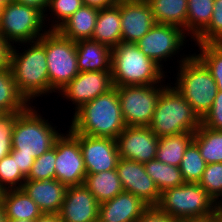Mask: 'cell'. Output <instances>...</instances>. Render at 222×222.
<instances>
[{
  "label": "cell",
  "mask_w": 222,
  "mask_h": 222,
  "mask_svg": "<svg viewBox=\"0 0 222 222\" xmlns=\"http://www.w3.org/2000/svg\"><path fill=\"white\" fill-rule=\"evenodd\" d=\"M72 116L70 132L116 139L125 129L116 87L82 105Z\"/></svg>",
  "instance_id": "6da1fadb"
},
{
  "label": "cell",
  "mask_w": 222,
  "mask_h": 222,
  "mask_svg": "<svg viewBox=\"0 0 222 222\" xmlns=\"http://www.w3.org/2000/svg\"><path fill=\"white\" fill-rule=\"evenodd\" d=\"M22 44L27 47L23 53H19V49L16 50L14 45L11 47L9 66L17 90L31 104L35 97H42L54 91L49 84L44 45L39 40L21 43V46Z\"/></svg>",
  "instance_id": "7a4b0ae2"
},
{
  "label": "cell",
  "mask_w": 222,
  "mask_h": 222,
  "mask_svg": "<svg viewBox=\"0 0 222 222\" xmlns=\"http://www.w3.org/2000/svg\"><path fill=\"white\" fill-rule=\"evenodd\" d=\"M144 55L136 43L121 42L112 48L111 75L113 86L165 83V71Z\"/></svg>",
  "instance_id": "3957f363"
},
{
  "label": "cell",
  "mask_w": 222,
  "mask_h": 222,
  "mask_svg": "<svg viewBox=\"0 0 222 222\" xmlns=\"http://www.w3.org/2000/svg\"><path fill=\"white\" fill-rule=\"evenodd\" d=\"M180 55L179 70L174 83L176 89L202 120L211 109L218 92L217 83L209 69L195 55Z\"/></svg>",
  "instance_id": "277c9868"
},
{
  "label": "cell",
  "mask_w": 222,
  "mask_h": 222,
  "mask_svg": "<svg viewBox=\"0 0 222 222\" xmlns=\"http://www.w3.org/2000/svg\"><path fill=\"white\" fill-rule=\"evenodd\" d=\"M168 85L160 93L149 128L158 137L195 132L201 120L176 87Z\"/></svg>",
  "instance_id": "5b68a950"
},
{
  "label": "cell",
  "mask_w": 222,
  "mask_h": 222,
  "mask_svg": "<svg viewBox=\"0 0 222 222\" xmlns=\"http://www.w3.org/2000/svg\"><path fill=\"white\" fill-rule=\"evenodd\" d=\"M34 108L36 107L29 105L17 116L11 142L12 150H18V155L36 159L54 146L62 132L59 133V130Z\"/></svg>",
  "instance_id": "8992f818"
},
{
  "label": "cell",
  "mask_w": 222,
  "mask_h": 222,
  "mask_svg": "<svg viewBox=\"0 0 222 222\" xmlns=\"http://www.w3.org/2000/svg\"><path fill=\"white\" fill-rule=\"evenodd\" d=\"M157 206L181 222L216 213V202L198 183H184L164 190Z\"/></svg>",
  "instance_id": "52a82bcc"
},
{
  "label": "cell",
  "mask_w": 222,
  "mask_h": 222,
  "mask_svg": "<svg viewBox=\"0 0 222 222\" xmlns=\"http://www.w3.org/2000/svg\"><path fill=\"white\" fill-rule=\"evenodd\" d=\"M38 40L45 47L50 87L58 93L79 74L76 42L57 30L46 31Z\"/></svg>",
  "instance_id": "ba28073f"
},
{
  "label": "cell",
  "mask_w": 222,
  "mask_h": 222,
  "mask_svg": "<svg viewBox=\"0 0 222 222\" xmlns=\"http://www.w3.org/2000/svg\"><path fill=\"white\" fill-rule=\"evenodd\" d=\"M43 24L44 15L33 7L11 2L1 9L0 35L11 46L38 40L49 30Z\"/></svg>",
  "instance_id": "9c48e42d"
},
{
  "label": "cell",
  "mask_w": 222,
  "mask_h": 222,
  "mask_svg": "<svg viewBox=\"0 0 222 222\" xmlns=\"http://www.w3.org/2000/svg\"><path fill=\"white\" fill-rule=\"evenodd\" d=\"M167 84L114 86L126 126L149 127L162 89Z\"/></svg>",
  "instance_id": "30bf717a"
},
{
  "label": "cell",
  "mask_w": 222,
  "mask_h": 222,
  "mask_svg": "<svg viewBox=\"0 0 222 222\" xmlns=\"http://www.w3.org/2000/svg\"><path fill=\"white\" fill-rule=\"evenodd\" d=\"M185 34L180 27L156 23L136 45L144 55L163 67L162 62L171 59L187 42Z\"/></svg>",
  "instance_id": "8fae6325"
},
{
  "label": "cell",
  "mask_w": 222,
  "mask_h": 222,
  "mask_svg": "<svg viewBox=\"0 0 222 222\" xmlns=\"http://www.w3.org/2000/svg\"><path fill=\"white\" fill-rule=\"evenodd\" d=\"M67 132L62 133L54 143L55 179L67 186L82 185L87 174L79 140L70 131Z\"/></svg>",
  "instance_id": "7c38bea8"
},
{
  "label": "cell",
  "mask_w": 222,
  "mask_h": 222,
  "mask_svg": "<svg viewBox=\"0 0 222 222\" xmlns=\"http://www.w3.org/2000/svg\"><path fill=\"white\" fill-rule=\"evenodd\" d=\"M159 137L149 127H131L117 136V148L122 159L146 163L156 159Z\"/></svg>",
  "instance_id": "4fadbf2b"
},
{
  "label": "cell",
  "mask_w": 222,
  "mask_h": 222,
  "mask_svg": "<svg viewBox=\"0 0 222 222\" xmlns=\"http://www.w3.org/2000/svg\"><path fill=\"white\" fill-rule=\"evenodd\" d=\"M71 133L79 140L86 173H100L117 168L120 157L116 139Z\"/></svg>",
  "instance_id": "5bb4252c"
},
{
  "label": "cell",
  "mask_w": 222,
  "mask_h": 222,
  "mask_svg": "<svg viewBox=\"0 0 222 222\" xmlns=\"http://www.w3.org/2000/svg\"><path fill=\"white\" fill-rule=\"evenodd\" d=\"M111 71H88L79 74L59 94L72 102L77 111L82 105L112 89Z\"/></svg>",
  "instance_id": "9a60e30c"
},
{
  "label": "cell",
  "mask_w": 222,
  "mask_h": 222,
  "mask_svg": "<svg viewBox=\"0 0 222 222\" xmlns=\"http://www.w3.org/2000/svg\"><path fill=\"white\" fill-rule=\"evenodd\" d=\"M116 171L125 192L137 196L148 206H157L161 193L144 163L119 158Z\"/></svg>",
  "instance_id": "2e32d148"
},
{
  "label": "cell",
  "mask_w": 222,
  "mask_h": 222,
  "mask_svg": "<svg viewBox=\"0 0 222 222\" xmlns=\"http://www.w3.org/2000/svg\"><path fill=\"white\" fill-rule=\"evenodd\" d=\"M122 42L136 43L155 24L152 9L147 0L120 2Z\"/></svg>",
  "instance_id": "e0dca14e"
},
{
  "label": "cell",
  "mask_w": 222,
  "mask_h": 222,
  "mask_svg": "<svg viewBox=\"0 0 222 222\" xmlns=\"http://www.w3.org/2000/svg\"><path fill=\"white\" fill-rule=\"evenodd\" d=\"M99 205L83 184L68 186L58 214L62 222H98Z\"/></svg>",
  "instance_id": "ac0fdd59"
},
{
  "label": "cell",
  "mask_w": 222,
  "mask_h": 222,
  "mask_svg": "<svg viewBox=\"0 0 222 222\" xmlns=\"http://www.w3.org/2000/svg\"><path fill=\"white\" fill-rule=\"evenodd\" d=\"M68 186L56 179L25 180L21 189L37 204L42 213L60 212Z\"/></svg>",
  "instance_id": "d6986e66"
},
{
  "label": "cell",
  "mask_w": 222,
  "mask_h": 222,
  "mask_svg": "<svg viewBox=\"0 0 222 222\" xmlns=\"http://www.w3.org/2000/svg\"><path fill=\"white\" fill-rule=\"evenodd\" d=\"M147 207L137 196L123 191L100 203L98 222H136Z\"/></svg>",
  "instance_id": "ffe728a7"
},
{
  "label": "cell",
  "mask_w": 222,
  "mask_h": 222,
  "mask_svg": "<svg viewBox=\"0 0 222 222\" xmlns=\"http://www.w3.org/2000/svg\"><path fill=\"white\" fill-rule=\"evenodd\" d=\"M77 68L79 72L111 71L112 48L87 39L76 42Z\"/></svg>",
  "instance_id": "44dd1931"
},
{
  "label": "cell",
  "mask_w": 222,
  "mask_h": 222,
  "mask_svg": "<svg viewBox=\"0 0 222 222\" xmlns=\"http://www.w3.org/2000/svg\"><path fill=\"white\" fill-rule=\"evenodd\" d=\"M91 40L106 44L110 48L122 42L120 2L99 10Z\"/></svg>",
  "instance_id": "7402d4cb"
},
{
  "label": "cell",
  "mask_w": 222,
  "mask_h": 222,
  "mask_svg": "<svg viewBox=\"0 0 222 222\" xmlns=\"http://www.w3.org/2000/svg\"><path fill=\"white\" fill-rule=\"evenodd\" d=\"M98 12L99 9L82 5L73 15L64 21L57 31L74 42L91 39Z\"/></svg>",
  "instance_id": "603a6c76"
},
{
  "label": "cell",
  "mask_w": 222,
  "mask_h": 222,
  "mask_svg": "<svg viewBox=\"0 0 222 222\" xmlns=\"http://www.w3.org/2000/svg\"><path fill=\"white\" fill-rule=\"evenodd\" d=\"M2 204L7 219L34 221L42 214L37 204L22 189L5 190Z\"/></svg>",
  "instance_id": "cb8c5ba5"
},
{
  "label": "cell",
  "mask_w": 222,
  "mask_h": 222,
  "mask_svg": "<svg viewBox=\"0 0 222 222\" xmlns=\"http://www.w3.org/2000/svg\"><path fill=\"white\" fill-rule=\"evenodd\" d=\"M86 174L83 185L94 195L99 204L113 199L124 191L116 169Z\"/></svg>",
  "instance_id": "d4e9b609"
},
{
  "label": "cell",
  "mask_w": 222,
  "mask_h": 222,
  "mask_svg": "<svg viewBox=\"0 0 222 222\" xmlns=\"http://www.w3.org/2000/svg\"><path fill=\"white\" fill-rule=\"evenodd\" d=\"M157 24L174 25L185 31L188 0H147Z\"/></svg>",
  "instance_id": "484cf974"
},
{
  "label": "cell",
  "mask_w": 222,
  "mask_h": 222,
  "mask_svg": "<svg viewBox=\"0 0 222 222\" xmlns=\"http://www.w3.org/2000/svg\"><path fill=\"white\" fill-rule=\"evenodd\" d=\"M194 132L159 137L156 159L180 167L186 148L193 141Z\"/></svg>",
  "instance_id": "4316f807"
},
{
  "label": "cell",
  "mask_w": 222,
  "mask_h": 222,
  "mask_svg": "<svg viewBox=\"0 0 222 222\" xmlns=\"http://www.w3.org/2000/svg\"><path fill=\"white\" fill-rule=\"evenodd\" d=\"M29 105L17 90L10 66L0 70V113L23 112Z\"/></svg>",
  "instance_id": "83f0119b"
},
{
  "label": "cell",
  "mask_w": 222,
  "mask_h": 222,
  "mask_svg": "<svg viewBox=\"0 0 222 222\" xmlns=\"http://www.w3.org/2000/svg\"><path fill=\"white\" fill-rule=\"evenodd\" d=\"M193 142L198 146L206 164L222 163V130L200 124L194 132Z\"/></svg>",
  "instance_id": "f1b7e54d"
},
{
  "label": "cell",
  "mask_w": 222,
  "mask_h": 222,
  "mask_svg": "<svg viewBox=\"0 0 222 222\" xmlns=\"http://www.w3.org/2000/svg\"><path fill=\"white\" fill-rule=\"evenodd\" d=\"M185 33L194 40L210 23L214 0H188ZM187 31V32H186Z\"/></svg>",
  "instance_id": "f546056e"
},
{
  "label": "cell",
  "mask_w": 222,
  "mask_h": 222,
  "mask_svg": "<svg viewBox=\"0 0 222 222\" xmlns=\"http://www.w3.org/2000/svg\"><path fill=\"white\" fill-rule=\"evenodd\" d=\"M144 166L160 193L185 183L179 167L165 164L157 159L144 163Z\"/></svg>",
  "instance_id": "4dcf8cb0"
},
{
  "label": "cell",
  "mask_w": 222,
  "mask_h": 222,
  "mask_svg": "<svg viewBox=\"0 0 222 222\" xmlns=\"http://www.w3.org/2000/svg\"><path fill=\"white\" fill-rule=\"evenodd\" d=\"M198 146L192 141L183 155L180 171L185 183H198L206 168Z\"/></svg>",
  "instance_id": "1f68e13d"
},
{
  "label": "cell",
  "mask_w": 222,
  "mask_h": 222,
  "mask_svg": "<svg viewBox=\"0 0 222 222\" xmlns=\"http://www.w3.org/2000/svg\"><path fill=\"white\" fill-rule=\"evenodd\" d=\"M199 54L194 53L209 69L217 83L218 91H222V43L196 44Z\"/></svg>",
  "instance_id": "d6a6232c"
},
{
  "label": "cell",
  "mask_w": 222,
  "mask_h": 222,
  "mask_svg": "<svg viewBox=\"0 0 222 222\" xmlns=\"http://www.w3.org/2000/svg\"><path fill=\"white\" fill-rule=\"evenodd\" d=\"M25 180L26 177L21 173L16 158L8 154L0 160V186L4 190L21 189Z\"/></svg>",
  "instance_id": "836d02e7"
},
{
  "label": "cell",
  "mask_w": 222,
  "mask_h": 222,
  "mask_svg": "<svg viewBox=\"0 0 222 222\" xmlns=\"http://www.w3.org/2000/svg\"><path fill=\"white\" fill-rule=\"evenodd\" d=\"M55 160L56 147L53 146L50 150L34 160L26 180L55 179Z\"/></svg>",
  "instance_id": "e575fe53"
},
{
  "label": "cell",
  "mask_w": 222,
  "mask_h": 222,
  "mask_svg": "<svg viewBox=\"0 0 222 222\" xmlns=\"http://www.w3.org/2000/svg\"><path fill=\"white\" fill-rule=\"evenodd\" d=\"M193 41L196 44L222 43V0H214L209 25Z\"/></svg>",
  "instance_id": "d590c367"
},
{
  "label": "cell",
  "mask_w": 222,
  "mask_h": 222,
  "mask_svg": "<svg viewBox=\"0 0 222 222\" xmlns=\"http://www.w3.org/2000/svg\"><path fill=\"white\" fill-rule=\"evenodd\" d=\"M83 5L82 0H49L48 11L52 12L53 16L49 30H57L65 20L73 15ZM55 21V22H54Z\"/></svg>",
  "instance_id": "8d00e7d4"
},
{
  "label": "cell",
  "mask_w": 222,
  "mask_h": 222,
  "mask_svg": "<svg viewBox=\"0 0 222 222\" xmlns=\"http://www.w3.org/2000/svg\"><path fill=\"white\" fill-rule=\"evenodd\" d=\"M198 184L216 202L222 196V163L207 164Z\"/></svg>",
  "instance_id": "74e56055"
},
{
  "label": "cell",
  "mask_w": 222,
  "mask_h": 222,
  "mask_svg": "<svg viewBox=\"0 0 222 222\" xmlns=\"http://www.w3.org/2000/svg\"><path fill=\"white\" fill-rule=\"evenodd\" d=\"M21 112L0 113V160L12 150V133L17 116Z\"/></svg>",
  "instance_id": "f35d334b"
},
{
  "label": "cell",
  "mask_w": 222,
  "mask_h": 222,
  "mask_svg": "<svg viewBox=\"0 0 222 222\" xmlns=\"http://www.w3.org/2000/svg\"><path fill=\"white\" fill-rule=\"evenodd\" d=\"M201 124L207 128L222 130V91L217 92L214 103Z\"/></svg>",
  "instance_id": "ab89813d"
},
{
  "label": "cell",
  "mask_w": 222,
  "mask_h": 222,
  "mask_svg": "<svg viewBox=\"0 0 222 222\" xmlns=\"http://www.w3.org/2000/svg\"><path fill=\"white\" fill-rule=\"evenodd\" d=\"M136 222H181L163 212L158 206H148Z\"/></svg>",
  "instance_id": "60d3db41"
},
{
  "label": "cell",
  "mask_w": 222,
  "mask_h": 222,
  "mask_svg": "<svg viewBox=\"0 0 222 222\" xmlns=\"http://www.w3.org/2000/svg\"><path fill=\"white\" fill-rule=\"evenodd\" d=\"M10 154L16 158V163L21 173L27 177L35 159L32 156L18 155V150H11Z\"/></svg>",
  "instance_id": "b9f144b4"
},
{
  "label": "cell",
  "mask_w": 222,
  "mask_h": 222,
  "mask_svg": "<svg viewBox=\"0 0 222 222\" xmlns=\"http://www.w3.org/2000/svg\"><path fill=\"white\" fill-rule=\"evenodd\" d=\"M11 47L0 35V70L9 67Z\"/></svg>",
  "instance_id": "7bdbcfd3"
},
{
  "label": "cell",
  "mask_w": 222,
  "mask_h": 222,
  "mask_svg": "<svg viewBox=\"0 0 222 222\" xmlns=\"http://www.w3.org/2000/svg\"><path fill=\"white\" fill-rule=\"evenodd\" d=\"M14 2L38 9L44 15V22L47 21L46 18H48V13L46 14V12L49 0H14Z\"/></svg>",
  "instance_id": "ee69618b"
},
{
  "label": "cell",
  "mask_w": 222,
  "mask_h": 222,
  "mask_svg": "<svg viewBox=\"0 0 222 222\" xmlns=\"http://www.w3.org/2000/svg\"><path fill=\"white\" fill-rule=\"evenodd\" d=\"M83 5L91 6L96 9H104L114 4L112 0H82Z\"/></svg>",
  "instance_id": "f6af8a7d"
},
{
  "label": "cell",
  "mask_w": 222,
  "mask_h": 222,
  "mask_svg": "<svg viewBox=\"0 0 222 222\" xmlns=\"http://www.w3.org/2000/svg\"><path fill=\"white\" fill-rule=\"evenodd\" d=\"M33 222H62L59 214L55 213H42Z\"/></svg>",
  "instance_id": "bcb514c9"
},
{
  "label": "cell",
  "mask_w": 222,
  "mask_h": 222,
  "mask_svg": "<svg viewBox=\"0 0 222 222\" xmlns=\"http://www.w3.org/2000/svg\"><path fill=\"white\" fill-rule=\"evenodd\" d=\"M184 222H221V219L217 213H214L213 215L205 218L190 219Z\"/></svg>",
  "instance_id": "7dc6e473"
},
{
  "label": "cell",
  "mask_w": 222,
  "mask_h": 222,
  "mask_svg": "<svg viewBox=\"0 0 222 222\" xmlns=\"http://www.w3.org/2000/svg\"><path fill=\"white\" fill-rule=\"evenodd\" d=\"M216 213L218 214L222 222V201L220 199L216 201Z\"/></svg>",
  "instance_id": "c3c4849f"
},
{
  "label": "cell",
  "mask_w": 222,
  "mask_h": 222,
  "mask_svg": "<svg viewBox=\"0 0 222 222\" xmlns=\"http://www.w3.org/2000/svg\"><path fill=\"white\" fill-rule=\"evenodd\" d=\"M6 214H5V209L2 203H0V222H6Z\"/></svg>",
  "instance_id": "681fc988"
},
{
  "label": "cell",
  "mask_w": 222,
  "mask_h": 222,
  "mask_svg": "<svg viewBox=\"0 0 222 222\" xmlns=\"http://www.w3.org/2000/svg\"><path fill=\"white\" fill-rule=\"evenodd\" d=\"M14 2V0H0V9L4 8L9 3Z\"/></svg>",
  "instance_id": "f907efd6"
},
{
  "label": "cell",
  "mask_w": 222,
  "mask_h": 222,
  "mask_svg": "<svg viewBox=\"0 0 222 222\" xmlns=\"http://www.w3.org/2000/svg\"><path fill=\"white\" fill-rule=\"evenodd\" d=\"M6 222H33V221L26 220V219H20V220H17V219H7Z\"/></svg>",
  "instance_id": "816d5d0a"
},
{
  "label": "cell",
  "mask_w": 222,
  "mask_h": 222,
  "mask_svg": "<svg viewBox=\"0 0 222 222\" xmlns=\"http://www.w3.org/2000/svg\"><path fill=\"white\" fill-rule=\"evenodd\" d=\"M4 191L5 190L0 186V203H2V197H3Z\"/></svg>",
  "instance_id": "f5cc1de1"
},
{
  "label": "cell",
  "mask_w": 222,
  "mask_h": 222,
  "mask_svg": "<svg viewBox=\"0 0 222 222\" xmlns=\"http://www.w3.org/2000/svg\"><path fill=\"white\" fill-rule=\"evenodd\" d=\"M114 3H118V2H124V1H129V0H112Z\"/></svg>",
  "instance_id": "db71d44e"
}]
</instances>
